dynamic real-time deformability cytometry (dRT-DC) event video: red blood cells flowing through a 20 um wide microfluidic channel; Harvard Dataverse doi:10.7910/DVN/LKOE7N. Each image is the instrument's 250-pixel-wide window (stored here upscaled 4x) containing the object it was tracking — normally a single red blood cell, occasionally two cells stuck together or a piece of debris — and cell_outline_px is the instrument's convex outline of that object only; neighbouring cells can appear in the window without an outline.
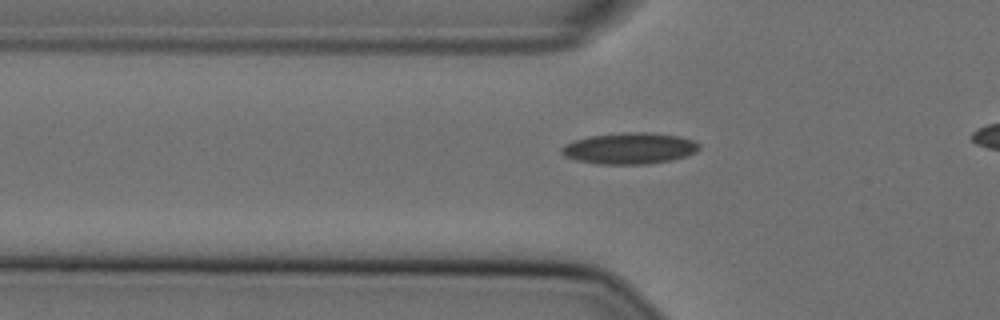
{"species": "Egyptian fruit bat (a non-hibernating species)", "species_latin": "Rousettus aegyptiacus", "temperature_condition": "cold", "stored_images_in_passage": 29, "camera_frame_rate_fps": 3000, "um_per_image_px": 0.085, "animal": {"sex": "female"}, "frame": {"image": 1, "passage_image": 2, "time_ms": 0.333, "image_size_px": [1000, 320], "cell_outline_px": [[700, 148], [696, 152], [688, 156], [672, 160], [648, 164], [596, 164], [576, 160], [564, 156], [560, 152], [560, 148], [564, 144], [572, 140], [588, 136], [624, 132], [644, 132], [680, 136], [692, 140], [700, 144]], "centroid_in_image_um": [53.49, 12.61], "position_along_channel_um": 72.3, "area_um2": 25.43}}
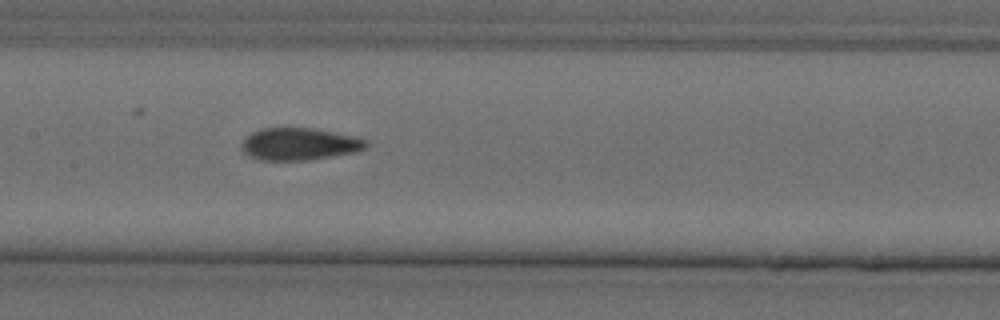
{"frame": {"image": 2, "passage_image": 11, "time_ms": 3.333, "image_size_px": [1000, 320], "cell_outline_px": [[368, 144], [364, 148], [352, 152], [332, 156], [308, 160], [260, 160], [248, 156], [240, 148], [240, 144], [252, 132], [260, 128], [312, 128], [356, 136], [368, 140]], "centroid_in_image_um": [25.41, 12.24], "position_along_channel_um": 182.0, "area_um2": 23.35}}
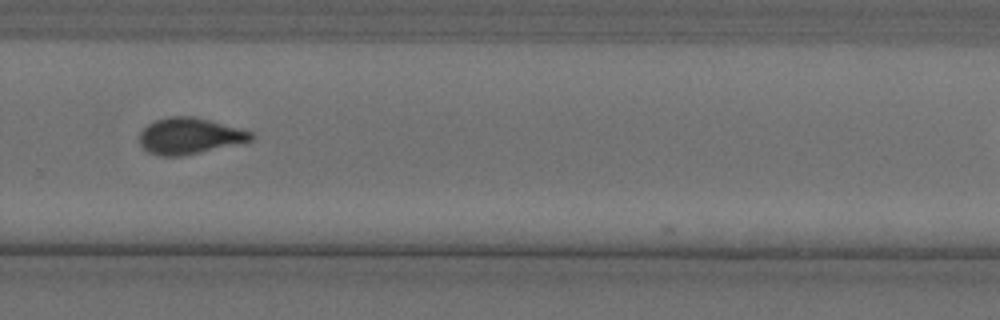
{"frame": {"image": 3, "passage_image": 22, "time_ms": 7.0, "image_size_px": [1000, 320], "cell_outline_px": [[256, 136], [252, 140], [184, 156], [156, 156], [148, 152], [140, 144], [140, 132], [148, 124], [156, 120], [168, 116], [192, 116], [240, 128], [252, 132]], "centroid_in_image_um": [16.09, 11.56], "position_along_channel_um": 313.7, "area_um2": 23.47}, "authors_computed_cell_mechanics": {"area_um2": 23.698, "velocity_mm_per_s": 3.6221, "shape_relaxation_time_tau1_ms": 6.8798, "shape_relaxation_time_tau2_ms": 1.5275, "deformation_change_tau1": 0.1774, "deformation_change_tau2": 0.0628}}